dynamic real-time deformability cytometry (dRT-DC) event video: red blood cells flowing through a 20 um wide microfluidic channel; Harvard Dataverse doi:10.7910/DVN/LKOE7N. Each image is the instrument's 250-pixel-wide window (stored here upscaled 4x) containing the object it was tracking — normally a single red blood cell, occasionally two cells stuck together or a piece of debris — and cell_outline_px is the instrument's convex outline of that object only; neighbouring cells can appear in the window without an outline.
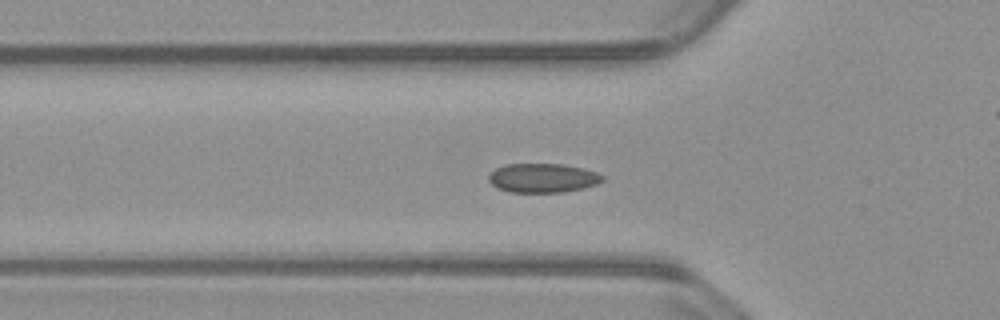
{"species": "common noctule bat (a hibernating species)", "species_latin": "Nyctalus noctula", "temperature_condition": "warm", "stored_images_in_passage": 43, "camera_frame_rate_fps": 3000, "um_per_image_px": 0.085, "animal": {"sex": "male", "body_mass_g": 23.1, "forearm_length_mm": 52.7}, "frame": {"image": 1, "passage_image": 6, "time_ms": 1.667, "image_size_px": [1000, 320], "cell_outline_px": [[604, 180], [596, 184], [584, 188], [564, 192], [508, 192], [496, 188], [488, 180], [488, 176], [496, 168], [504, 164], [564, 164], [584, 168], [596, 172], [604, 176]], "centroid_in_image_um": [46.13, 15.13], "position_along_channel_um": 79.7, "area_um2": 19.48}}
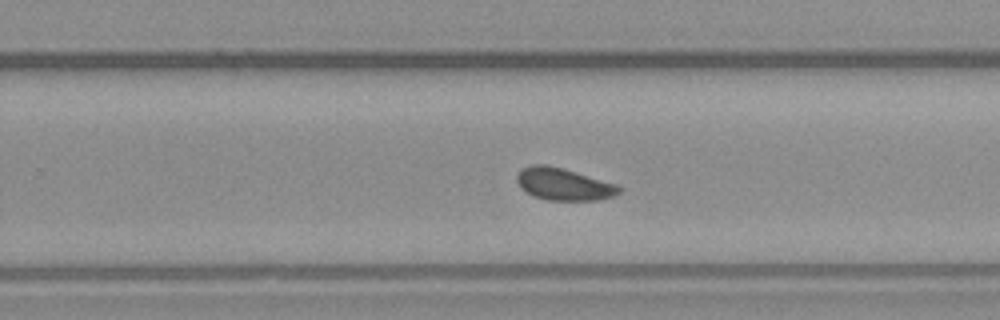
{"frame": {"image": 2, "passage_image": 22, "time_ms": 7.0, "image_size_px": [1000, 320], "cell_outline_px": [[624, 188], [620, 192], [612, 196], [596, 200], [548, 200], [532, 196], [520, 188], [516, 180], [516, 176], [524, 168], [532, 164], [548, 164], [616, 184]], "centroid_in_image_um": [47.89, 15.66], "position_along_channel_um": 281.9, "area_um2": 19.07}}
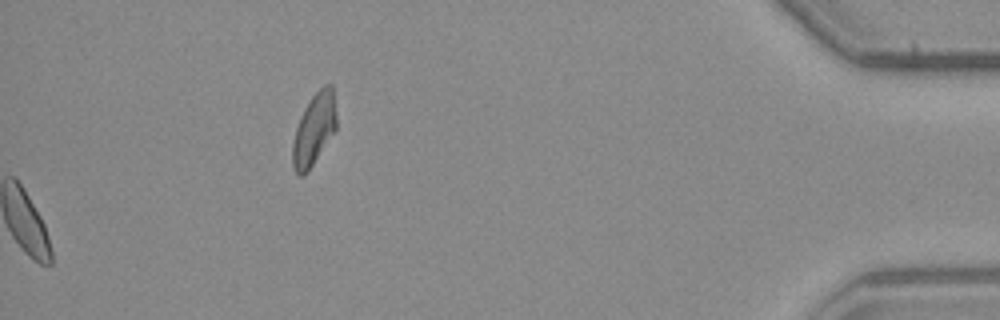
{"frame": {"image": 3, "passage_image": 43, "time_ms": 14.0, "image_size_px": [1000, 320], "cell_outline_px": [[336, 128], [308, 172], [300, 176], [292, 168], [292, 144], [296, 128], [300, 116], [304, 108], [312, 96], [324, 84], [332, 84], [336, 116]], "centroid_in_image_um": [26.67, 11.0], "position_along_channel_um": 408.5, "area_um2": 18.21}, "authors_computed_cell_mechanics": {"area_um2": 18.8428, "velocity_mm_per_s": 3.7821, "shape_relaxation_time_tau1_ms": 3.0461, "shape_relaxation_time_tau2_ms": 2.3319, "deformation_change_tau1": 0.0551, "deformation_change_tau2": 0.0515}}